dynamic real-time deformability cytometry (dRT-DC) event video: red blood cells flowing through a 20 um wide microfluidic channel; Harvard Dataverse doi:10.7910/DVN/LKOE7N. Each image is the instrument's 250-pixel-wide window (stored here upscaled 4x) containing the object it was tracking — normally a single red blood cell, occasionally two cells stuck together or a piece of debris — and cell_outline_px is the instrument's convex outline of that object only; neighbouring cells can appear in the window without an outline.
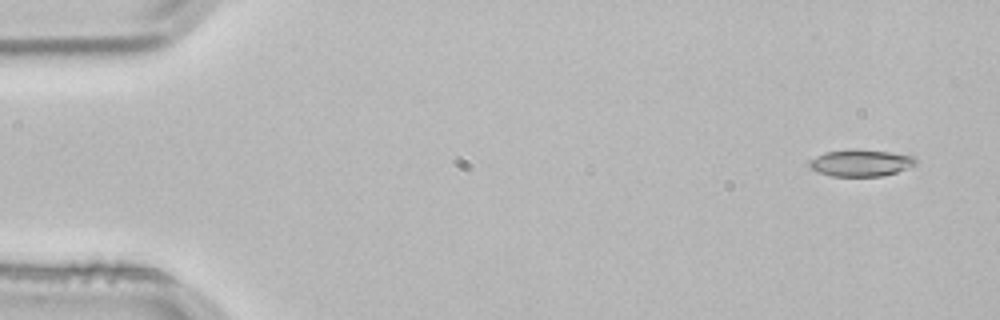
{"species": "common noctule bat (a hibernating species)", "species_latin": "Nyctalus noctula", "temperature_condition": "room temperature", "stored_images_in_passage": 4, "camera_frame_rate_fps": 3000, "um_per_image_px": 0.085, "animal": {"sex": "male", "body_mass_g": 21.5, "forearm_length_mm": 52.0}, "frame": {"image": 1, "passage_image": 1, "time_ms": 0.0, "image_size_px": [1000, 320], "cell_outline_px": [[916, 164], [896, 172], [884, 176], [832, 176], [820, 172], [812, 168], [808, 164], [816, 156], [824, 152], [856, 148], [888, 152], [916, 156]], "centroid_in_image_um": [73.19, 13.83], "position_along_channel_um": 11.8, "area_um2": 16.53}}
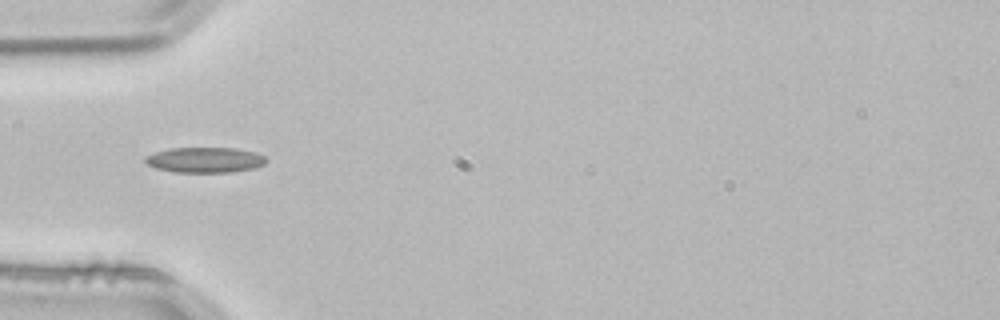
{"frame": {"image": 2, "passage_image": 4, "time_ms": 1.0, "image_size_px": [1000, 320], "cell_outline_px": [[268, 160], [264, 164], [256, 168], [232, 172], [176, 172], [156, 168], [148, 164], [144, 160], [144, 156], [168, 148], [236, 148], [256, 152], [264, 156]], "centroid_in_image_um": [17.45, 13.59], "position_along_channel_um": 67.6, "area_um2": 17.98}}